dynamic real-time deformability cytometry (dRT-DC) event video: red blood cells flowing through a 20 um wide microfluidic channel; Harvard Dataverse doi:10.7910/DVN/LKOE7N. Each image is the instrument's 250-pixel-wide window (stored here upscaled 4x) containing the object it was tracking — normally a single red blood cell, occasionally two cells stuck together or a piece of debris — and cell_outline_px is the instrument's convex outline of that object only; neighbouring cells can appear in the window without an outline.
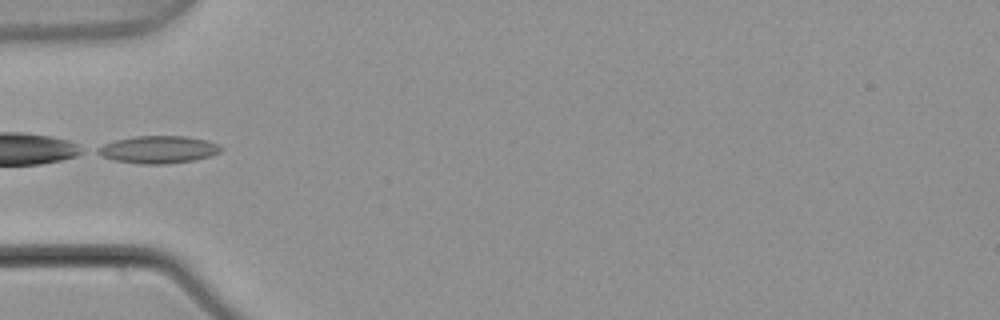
{"species": "common noctule bat (a hibernating species)", "species_latin": "Nyctalus noctula", "temperature_condition": "warm", "stored_images_in_passage": 4, "camera_frame_rate_fps": 3000, "um_per_image_px": 0.085, "animal": {"sex": "male", "body_mass_g": 21.5, "forearm_length_mm": 52.0}, "frame": {"image": 1, "passage_image": 3, "time_ms": 0.667, "image_size_px": [1000, 320], "cell_outline_px": [[224, 148], [220, 152], [208, 156], [192, 160], [168, 164], [140, 164], [112, 160], [100, 156], [92, 152], [96, 148], [104, 144], [116, 140], [136, 136], [184, 136], [208, 140]], "centroid_in_image_um": [13.39, 12.72], "position_along_channel_um": 71.6, "area_um2": 19.83}}
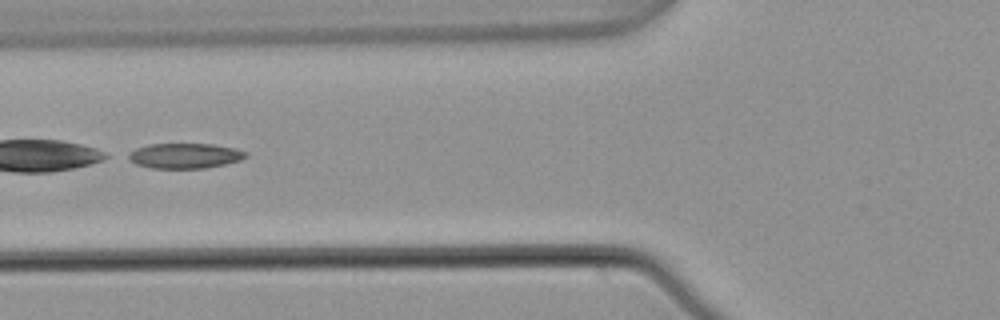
{"frame": {"image": 2, "passage_image": 4, "time_ms": 1.0, "image_size_px": [1000, 320], "cell_outline_px": [[248, 156], [240, 160], [224, 164], [204, 168], [152, 168], [136, 164], [120, 156], [136, 148], [148, 144], [212, 144], [236, 148], [248, 152]], "centroid_in_image_um": [15.64, 13.23], "position_along_channel_um": 110.2, "area_um2": 17.51}}